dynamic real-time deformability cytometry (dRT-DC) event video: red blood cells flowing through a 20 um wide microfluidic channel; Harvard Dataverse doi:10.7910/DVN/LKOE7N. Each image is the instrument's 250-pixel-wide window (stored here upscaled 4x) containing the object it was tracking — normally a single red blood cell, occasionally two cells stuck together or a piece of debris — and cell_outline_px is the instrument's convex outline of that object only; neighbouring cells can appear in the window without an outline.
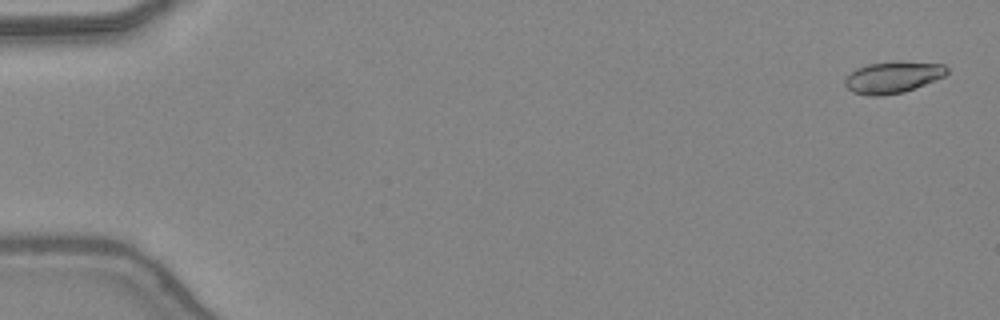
{"species": "common noctule bat (a hibernating species)", "species_latin": "Nyctalus noctula", "temperature_condition": "warm", "stored_images_in_passage": 48, "camera_frame_rate_fps": 3000, "um_per_image_px": 0.085, "animal": {"sex": "female", "body_mass_g": 24.6, "forearm_length_mm": 56.2}, "frame": {"image": 1, "passage_image": 2, "time_ms": 0.333, "image_size_px": [1000, 320], "cell_outline_px": [[948, 72], [944, 76], [904, 92], [876, 96], [868, 96], [852, 92], [844, 84], [844, 80], [856, 68], [868, 64], [944, 64], [948, 68]], "centroid_in_image_um": [75.83, 6.62], "position_along_channel_um": 9.2, "area_um2": 17.74}}
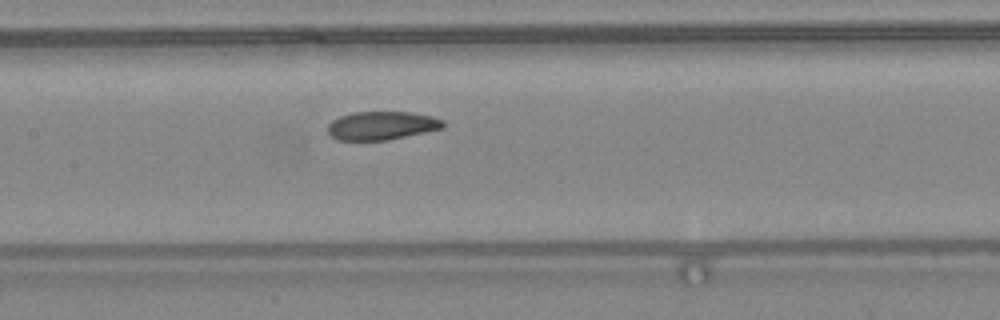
{"frame": {"image": 2, "passage_image": 24, "time_ms": 7.667, "image_size_px": [1000, 320], "cell_outline_px": [[444, 128], [388, 140], [336, 140], [328, 132], [328, 124], [332, 120], [340, 116], [352, 112], [412, 112], [432, 116], [444, 120]], "centroid_in_image_um": [32.45, 10.67], "position_along_channel_um": 174.9, "area_um2": 19.19}}
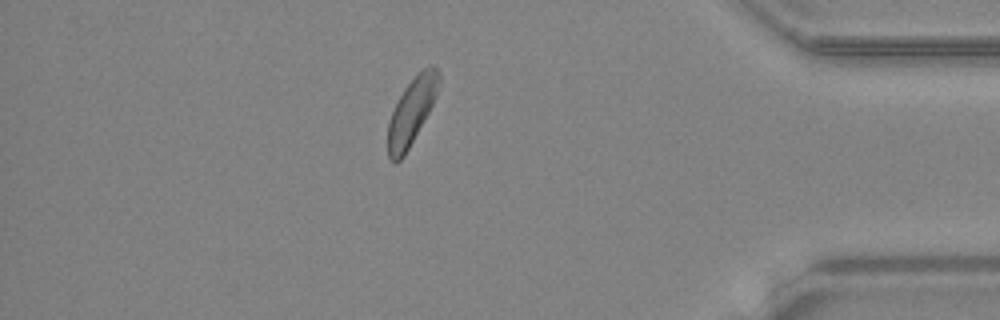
{"frame": {"image": 3, "passage_image": 42, "time_ms": 13.667, "image_size_px": [1000, 320], "cell_outline_px": [[440, 80], [436, 96], [428, 112], [404, 156], [396, 164], [388, 156], [388, 124], [392, 112], [404, 88], [424, 68], [432, 64], [440, 72]], "centroid_in_image_um": [34.99, 9.47], "position_along_channel_um": 400.2, "area_um2": 19.19}, "authors_computed_cell_mechanics": {"area_um2": 19.7387, "velocity_mm_per_s": 4.3576, "shape_relaxation_time_tau1_ms": 5.6128, "shape_relaxation_time_tau2_ms": 3.7673, "deformation_change_tau1": 0.1284, "deformation_change_tau2": 0.11}}